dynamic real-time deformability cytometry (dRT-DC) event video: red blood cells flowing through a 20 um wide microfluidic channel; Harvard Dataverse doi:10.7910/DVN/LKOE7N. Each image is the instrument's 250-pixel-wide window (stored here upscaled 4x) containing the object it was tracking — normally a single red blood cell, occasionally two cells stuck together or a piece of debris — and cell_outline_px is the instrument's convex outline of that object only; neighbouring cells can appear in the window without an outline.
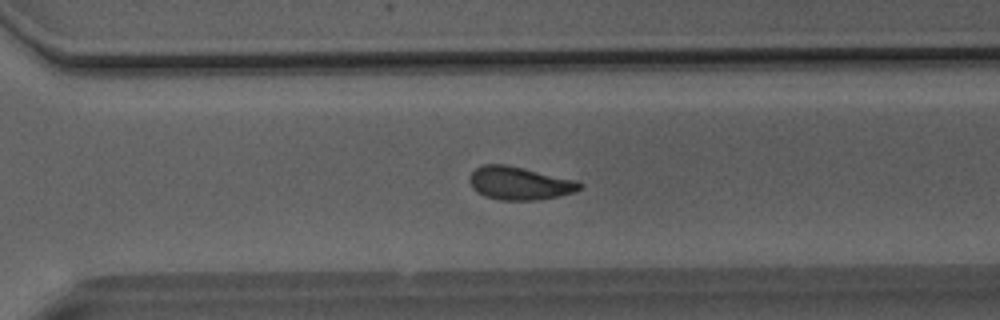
{"species": "Egyptian fruit bat (a non-hibernating species)", "species_latin": "Rousettus aegyptiacus", "temperature_condition": "room temperature", "stored_images_in_passage": 51, "camera_frame_rate_fps": 3000, "um_per_image_px": 0.085, "animal": {"sex": "male"}, "frame": {"image": 1, "passage_image": 36, "time_ms": 11.667, "image_size_px": [1000, 320], "cell_outline_px": [[584, 184], [576, 192], [540, 200], [500, 200], [484, 196], [476, 192], [472, 188], [468, 180], [468, 176], [476, 168], [484, 164], [504, 164], [576, 180]], "centroid_in_image_um": [44.13, 15.59], "position_along_channel_um": 326.5, "area_um2": 21.33}}
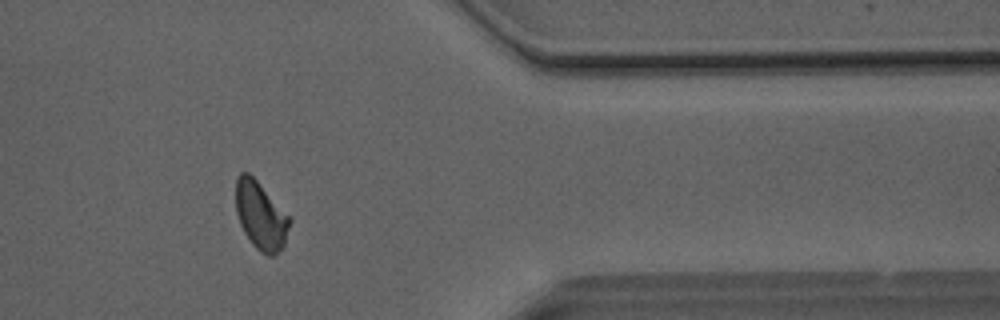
{"frame": {"image": 2, "passage_image": 42, "time_ms": 13.667, "image_size_px": [1000, 320], "cell_outline_px": [[292, 220], [284, 248], [272, 256], [268, 256], [260, 252], [252, 244], [244, 232], [240, 224], [236, 212], [236, 176], [240, 172], [248, 172], [256, 180]], "centroid_in_image_um": [22.16, 18.36], "position_along_channel_um": 389.2, "area_um2": 21.27}}
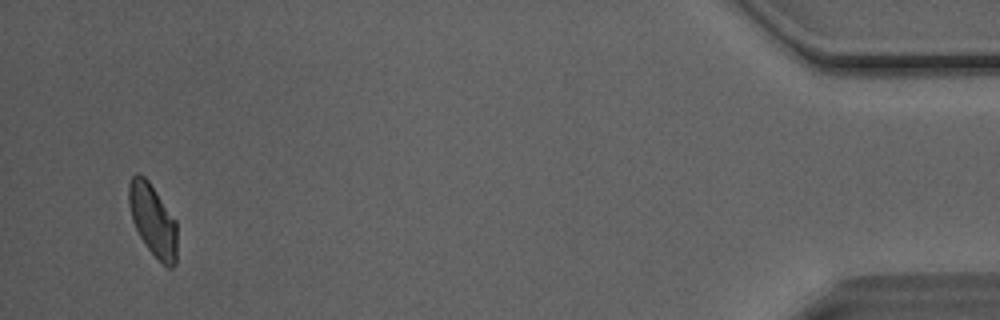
{"frame": {"image": 3, "passage_image": 49, "time_ms": 16.0, "image_size_px": [1000, 320], "cell_outline_px": [[176, 264], [172, 268], [168, 268], [148, 248], [140, 236], [132, 220], [128, 204], [128, 184], [132, 176], [136, 172], [140, 172], [148, 180], [176, 220]], "centroid_in_image_um": [12.97, 18.66], "position_along_channel_um": 422.2, "area_um2": 20.17}, "authors_computed_cell_mechanics": {"area_um2": 21.5594, "velocity_mm_per_s": 4.0649, "shape_relaxation_time_tau1_ms": 6.2634, "shape_relaxation_time_tau2_ms": 1.7443, "deformation_change_tau1": 0.1222, "deformation_change_tau2": 0.0748}}